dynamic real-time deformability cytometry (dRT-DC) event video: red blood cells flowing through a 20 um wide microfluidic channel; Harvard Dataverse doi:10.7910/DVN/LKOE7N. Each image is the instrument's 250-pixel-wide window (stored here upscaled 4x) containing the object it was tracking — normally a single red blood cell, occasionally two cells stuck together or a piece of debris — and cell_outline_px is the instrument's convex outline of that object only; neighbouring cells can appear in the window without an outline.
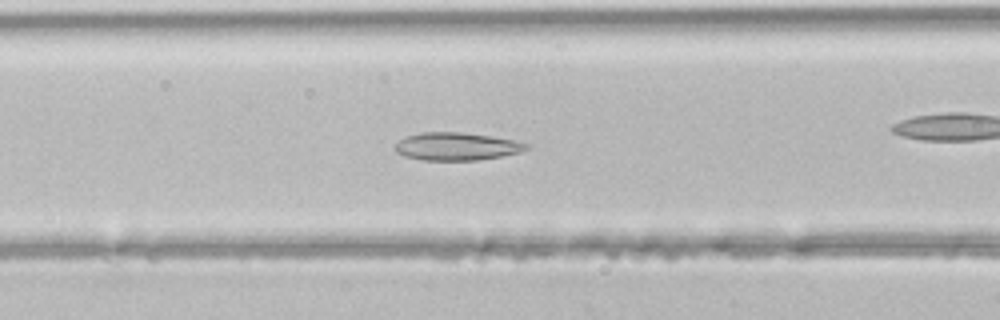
{"species": "common noctule bat (a hibernating species)", "species_latin": "Nyctalus noctula", "temperature_condition": "room temperature", "stored_images_in_passage": 36, "camera_frame_rate_fps": 3000, "um_per_image_px": 0.085, "animal": {"sex": "male", "body_mass_g": 21.5, "forearm_length_mm": 52.0}, "frame": {"image": 1, "passage_image": 11, "time_ms": 3.333, "image_size_px": [1000, 320], "cell_outline_px": [[528, 148], [520, 152], [500, 156], [476, 160], [424, 160], [404, 156], [396, 152], [392, 148], [404, 136], [420, 132], [460, 132], [492, 136], [512, 140], [528, 144]], "centroid_in_image_um": [38.74, 12.44], "position_along_channel_um": 127.9, "area_um2": 21.21}}
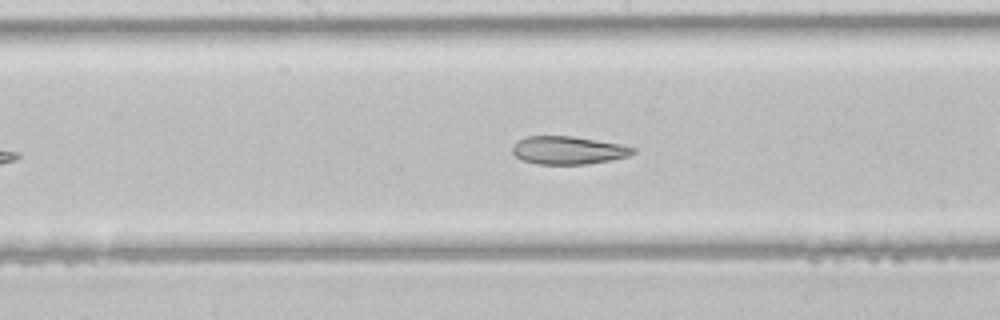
{"frame": {"image": 2, "passage_image": 16, "time_ms": 5.0, "image_size_px": [1000, 320], "cell_outline_px": [[636, 152], [628, 156], [612, 160], [588, 164], [536, 164], [524, 160], [516, 156], [512, 152], [512, 148], [520, 140], [528, 136], [572, 136], [620, 144], [636, 148]], "centroid_in_image_um": [48.34, 12.78], "position_along_channel_um": 199.9, "area_um2": 19.54}}